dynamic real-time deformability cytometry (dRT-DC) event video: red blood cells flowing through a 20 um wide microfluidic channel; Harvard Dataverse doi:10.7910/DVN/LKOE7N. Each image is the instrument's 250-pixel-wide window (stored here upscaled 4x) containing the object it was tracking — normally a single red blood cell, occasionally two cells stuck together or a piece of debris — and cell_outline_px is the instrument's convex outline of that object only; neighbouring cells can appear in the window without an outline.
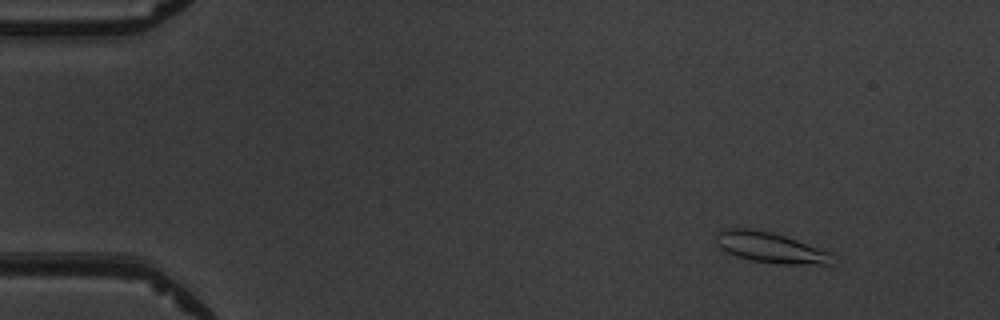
{"species": "common noctule bat (a hibernating species)", "species_latin": "Nyctalus noctula", "temperature_condition": "warm", "stored_images_in_passage": 5, "camera_frame_rate_fps": 3000, "um_per_image_px": 0.085, "animal": {"sex": "male", "body_mass_g": 19.5, "forearm_length_mm": 54.6}, "frame": {"image": 1, "passage_image": 2, "time_ms": 1.0, "image_size_px": [1000, 320], "cell_outline_px": [[832, 264], [784, 264], [752, 260], [736, 256], [720, 248], [716, 244], [716, 232], [720, 228], [748, 228], [772, 232], [796, 240], [828, 252]], "centroid_in_image_um": [65.36, 21.02], "position_along_channel_um": 19.6, "area_um2": 20.29}}
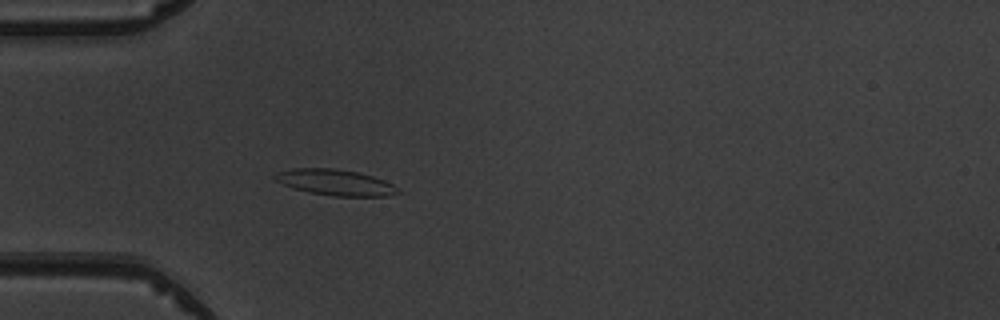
{"frame": {"image": 2, "passage_image": 5, "time_ms": 4.333, "image_size_px": [1000, 320], "cell_outline_px": [[400, 192], [388, 196], [332, 196], [308, 192], [284, 184], [276, 180], [272, 176], [276, 172], [292, 168], [336, 168], [356, 172], [372, 176], [384, 180], [392, 184]], "centroid_in_image_um": [28.48, 15.5], "position_along_channel_um": 56.5, "area_um2": 18.44}}